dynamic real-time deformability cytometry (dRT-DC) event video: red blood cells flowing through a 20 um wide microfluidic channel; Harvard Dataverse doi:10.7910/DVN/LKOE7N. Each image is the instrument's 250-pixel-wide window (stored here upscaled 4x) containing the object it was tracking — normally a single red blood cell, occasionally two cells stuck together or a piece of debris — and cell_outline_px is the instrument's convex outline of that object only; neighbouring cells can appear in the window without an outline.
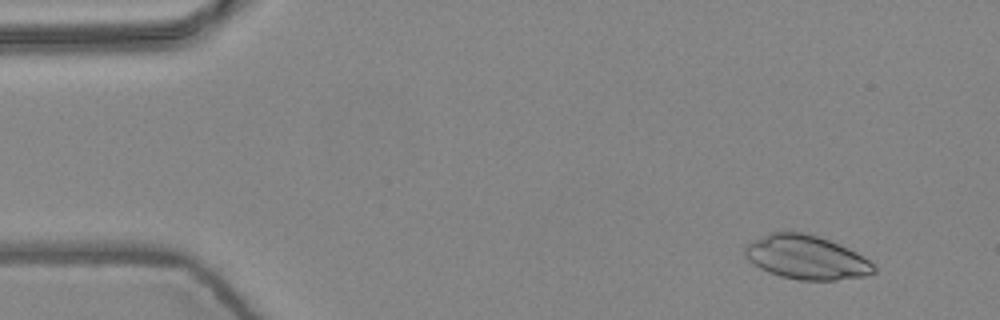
{"species": "common noctule bat (a hibernating species)", "species_latin": "Nyctalus noctula", "temperature_condition": "warm", "stored_images_in_passage": 5, "camera_frame_rate_fps": 3000, "um_per_image_px": 0.085, "animal": {"sex": "female", "body_mass_g": 24.6, "forearm_length_mm": 56.2}, "frame": {"image": 1, "passage_image": 1, "time_ms": 0.0, "image_size_px": [1000, 320], "cell_outline_px": [[876, 272], [864, 276], [836, 280], [800, 280], [780, 276], [768, 272], [752, 264], [744, 256], [744, 248], [752, 240], [768, 232], [804, 232], [840, 244], [856, 252], [868, 260], [876, 268]], "centroid_in_image_um": [68.5, 21.87], "position_along_channel_um": 16.5, "area_um2": 33.0}}